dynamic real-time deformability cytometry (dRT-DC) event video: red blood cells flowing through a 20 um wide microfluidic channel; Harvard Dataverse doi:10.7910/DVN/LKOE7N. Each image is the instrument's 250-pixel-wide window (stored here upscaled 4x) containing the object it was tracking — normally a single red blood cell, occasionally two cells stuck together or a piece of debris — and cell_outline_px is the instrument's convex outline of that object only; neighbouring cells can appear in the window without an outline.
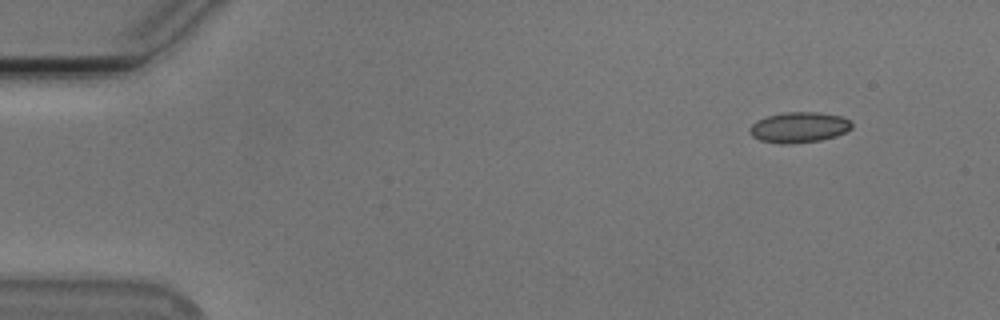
{"species": "Egyptian fruit bat (a non-hibernating species)", "species_latin": "Rousettus aegyptiacus", "temperature_condition": "cold", "stored_images_in_passage": 15, "camera_frame_rate_fps": 3000, "um_per_image_px": 0.085, "animal": {"sex": "male"}, "frame": {"image": 1, "passage_image": 1, "time_ms": 0.0, "image_size_px": [1000, 320], "cell_outline_px": [[852, 128], [836, 136], [820, 140], [792, 144], [780, 144], [760, 140], [752, 136], [748, 132], [748, 128], [756, 120], [768, 116], [784, 112], [820, 112], [840, 116], [848, 120], [852, 124]], "centroid_in_image_um": [67.88, 10.83], "position_along_channel_um": 17.1, "area_um2": 18.26}}
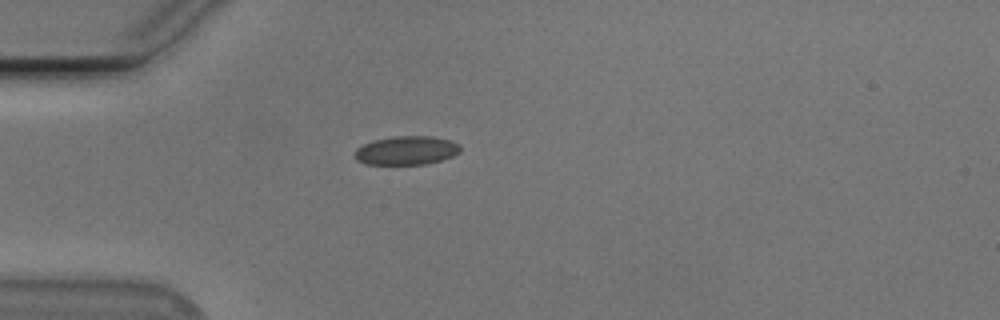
{"frame": {"image": 2, "passage_image": 11, "time_ms": 3.333, "image_size_px": [1000, 320], "cell_outline_px": [[460, 152], [452, 156], [440, 160], [424, 164], [368, 164], [356, 160], [352, 156], [356, 148], [372, 140], [392, 136], [432, 136], [448, 140], [460, 144]], "centroid_in_image_um": [34.5, 12.78], "position_along_channel_um": 50.5, "area_um2": 17.74}}